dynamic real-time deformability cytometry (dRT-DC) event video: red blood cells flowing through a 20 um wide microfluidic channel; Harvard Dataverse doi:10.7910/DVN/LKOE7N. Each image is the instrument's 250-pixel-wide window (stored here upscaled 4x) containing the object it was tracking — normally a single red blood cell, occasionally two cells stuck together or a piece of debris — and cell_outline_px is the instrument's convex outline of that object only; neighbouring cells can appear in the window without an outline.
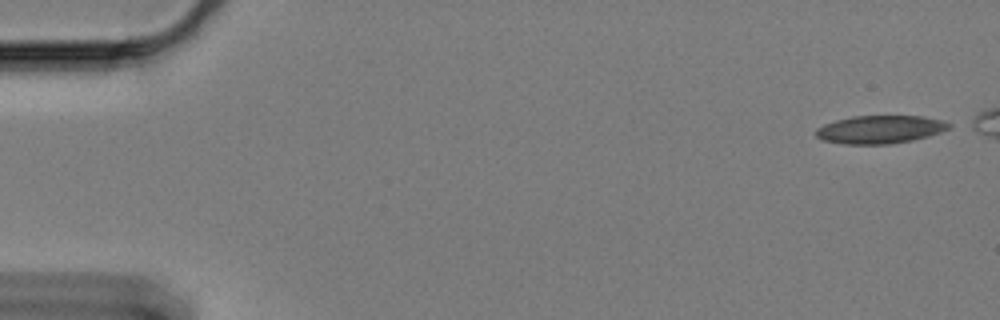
{"species": "Egyptian fruit bat (a non-hibernating species)", "species_latin": "Rousettus aegyptiacus", "temperature_condition": "cold", "stored_images_in_passage": 53, "camera_frame_rate_fps": 3000, "um_per_image_px": 0.085, "animal": {"sex": "female"}, "frame": {"image": 1, "passage_image": 1, "time_ms": 0.0, "image_size_px": [1000, 320], "cell_outline_px": [[952, 124], [948, 128], [940, 132], [928, 136], [912, 140], [888, 144], [844, 144], [824, 140], [816, 136], [816, 128], [824, 124], [836, 120], [852, 116], [920, 116], [940, 120]], "centroid_in_image_um": [74.77, 11.0], "position_along_channel_um": 10.2, "area_um2": 21.5}}
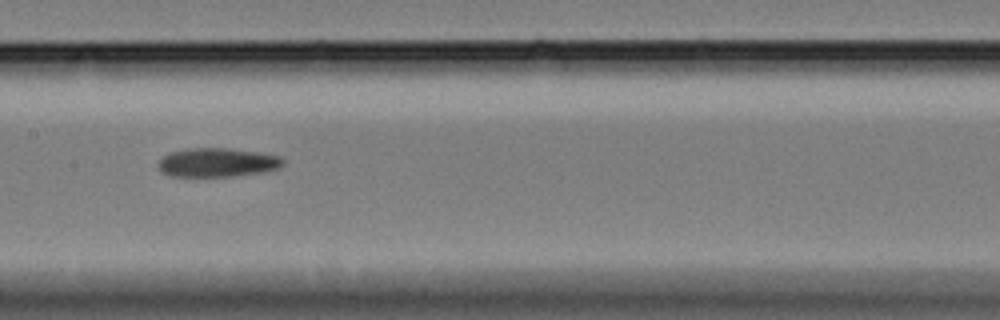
{"frame": {"image": 2, "passage_image": 29, "time_ms": 9.333, "image_size_px": [1000, 320], "cell_outline_px": [[284, 164], [280, 168], [264, 172], [232, 176], [168, 176], [160, 172], [156, 164], [164, 156], [172, 152], [192, 148], [228, 148], [256, 152], [280, 156], [284, 160]], "centroid_in_image_um": [18.47, 13.82], "position_along_channel_um": 188.9, "area_um2": 21.04}}
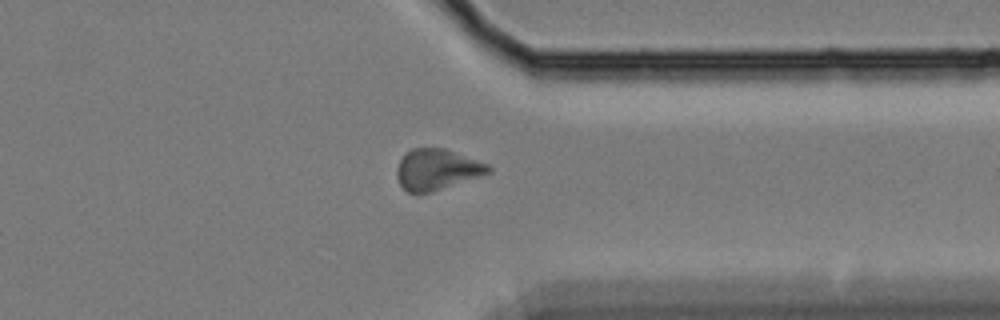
{"frame": {"image": 3, "passage_image": 46, "time_ms": 15.0, "image_size_px": [1000, 320], "cell_outline_px": [[492, 172], [432, 192], [416, 196], [408, 192], [400, 184], [396, 176], [396, 168], [400, 160], [412, 148], [444, 148], [488, 164], [492, 168]], "centroid_in_image_um": [37.12, 14.44], "position_along_channel_um": 374.3, "area_um2": 21.91}}